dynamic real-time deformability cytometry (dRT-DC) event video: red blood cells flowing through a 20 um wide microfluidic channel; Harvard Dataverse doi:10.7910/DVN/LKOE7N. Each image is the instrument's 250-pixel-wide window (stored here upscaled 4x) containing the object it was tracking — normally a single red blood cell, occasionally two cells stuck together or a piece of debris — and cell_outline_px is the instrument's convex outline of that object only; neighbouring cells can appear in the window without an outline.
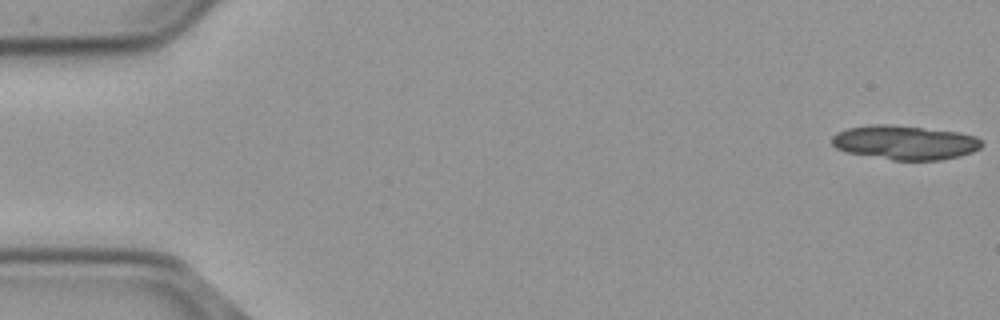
{"species": "common noctule bat (a hibernating species)", "species_latin": "Nyctalus noctula", "temperature_condition": "cold", "stored_images_in_passage": 20, "camera_frame_rate_fps": 3000, "um_per_image_px": 0.085, "animal": {"sex": "male", "body_mass_g": 23.1, "forearm_length_mm": 52.7}, "frame": {"image": 1, "passage_image": 1, "time_ms": 0.0, "image_size_px": [1000, 320], "cell_outline_px": [[984, 144], [980, 148], [972, 152], [960, 156], [940, 160], [892, 160], [844, 152], [836, 148], [832, 144], [832, 136], [836, 132], [848, 128], [872, 124], [888, 124], [960, 132], [976, 136]], "centroid_in_image_um": [76.9, 12.11], "position_along_channel_um": 8.1, "area_um2": 30.06}}